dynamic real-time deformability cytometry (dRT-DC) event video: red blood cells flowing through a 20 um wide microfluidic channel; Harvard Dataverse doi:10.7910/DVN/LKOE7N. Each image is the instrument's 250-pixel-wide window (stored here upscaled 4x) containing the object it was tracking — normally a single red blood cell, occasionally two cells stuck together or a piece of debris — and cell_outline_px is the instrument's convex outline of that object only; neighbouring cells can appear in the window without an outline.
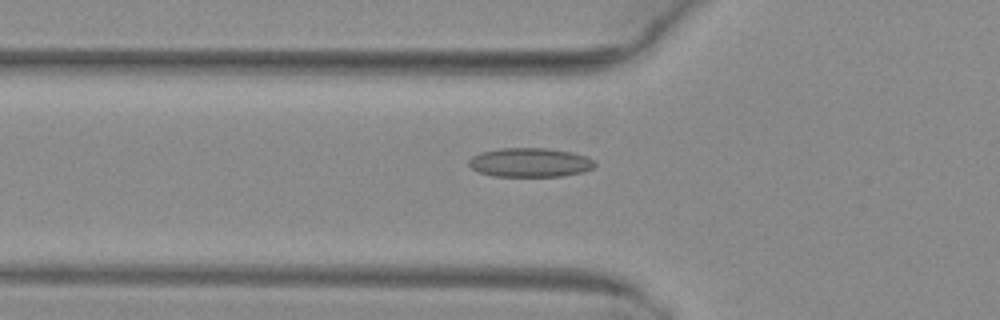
{"species": "common noctule bat (a hibernating species)", "species_latin": "Nyctalus noctula", "temperature_condition": "warm", "stored_images_in_passage": 35, "camera_frame_rate_fps": 3000, "um_per_image_px": 0.085, "animal": {"sex": "female", "body_mass_g": 29.2, "forearm_length_mm": 56.3}, "frame": {"image": 1, "passage_image": 2, "time_ms": 0.333, "image_size_px": [1000, 320], "cell_outline_px": [[596, 164], [592, 168], [584, 172], [560, 176], [496, 176], [480, 172], [472, 168], [468, 164], [468, 160], [472, 156], [480, 152], [500, 148], [548, 148], [572, 152], [588, 156], [596, 160]], "centroid_in_image_um": [45.09, 13.8], "position_along_channel_um": 80.7, "area_um2": 21.5}}
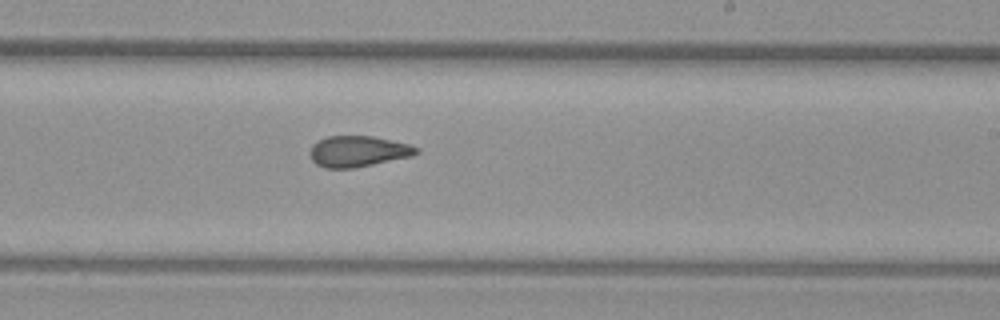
{"frame": {"image": 2, "passage_image": 15, "time_ms": 4.667, "image_size_px": [1000, 320], "cell_outline_px": [[420, 152], [412, 156], [356, 168], [324, 168], [316, 164], [312, 160], [308, 152], [312, 144], [316, 140], [328, 136], [372, 136], [408, 144], [420, 148]], "centroid_in_image_um": [30.4, 12.87], "position_along_channel_um": 258.6, "area_um2": 19.42}}
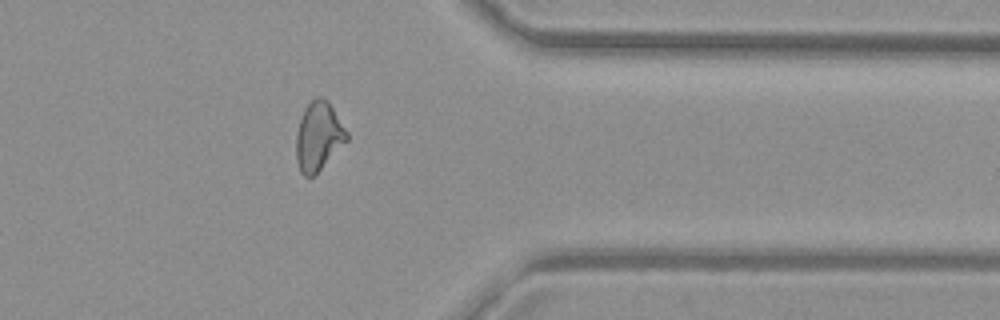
{"frame": {"image": 3, "passage_image": 25, "time_ms": 8.0, "image_size_px": [1000, 320], "cell_outline_px": [[348, 140], [312, 176], [304, 176], [300, 172], [296, 160], [296, 136], [300, 120], [304, 108], [316, 96], [320, 96], [328, 100], [348, 132]], "centroid_in_image_um": [27.07, 11.55], "position_along_channel_um": 384.3, "area_um2": 20.06}, "authors_computed_cell_mechanics": {"area_um2": 19.7676, "velocity_mm_per_s": 4.0978, "shape_relaxation_time_tau1_ms": null, "shape_relaxation_time_tau2_ms": 2.3628, "deformation_change_tau1": null, "deformation_change_tau2": 0.095}}